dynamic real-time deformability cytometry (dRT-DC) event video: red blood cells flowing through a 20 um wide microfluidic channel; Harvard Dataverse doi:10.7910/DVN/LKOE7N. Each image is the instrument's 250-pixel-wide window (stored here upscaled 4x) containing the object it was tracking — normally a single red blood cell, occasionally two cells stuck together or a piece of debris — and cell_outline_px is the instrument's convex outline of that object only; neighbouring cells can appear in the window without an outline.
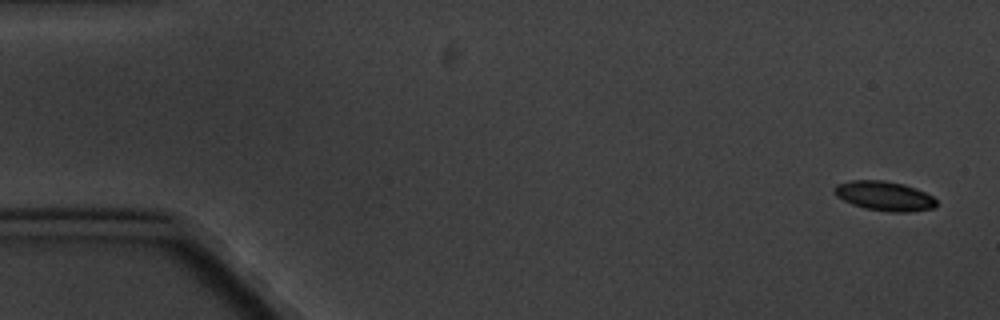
{"species": "common noctule bat (a hibernating species)", "species_latin": "Nyctalus noctula", "temperature_condition": "cold", "stored_images_in_passage": 9, "camera_frame_rate_fps": 3000, "um_per_image_px": 0.085, "animal": {"sex": "male", "body_mass_g": 20.1, "forearm_length_mm": 53.5}, "frame": {"image": 1, "passage_image": 1, "time_ms": 0.0, "image_size_px": [1000, 320], "cell_outline_px": [[936, 204], [932, 208], [908, 212], [892, 212], [864, 208], [852, 204], [836, 196], [832, 192], [832, 188], [836, 184], [852, 180], [884, 180], [904, 184], [916, 188], [932, 196], [936, 200]], "centroid_in_image_um": [75.12, 16.64], "position_along_channel_um": 9.9, "area_um2": 17.57}}
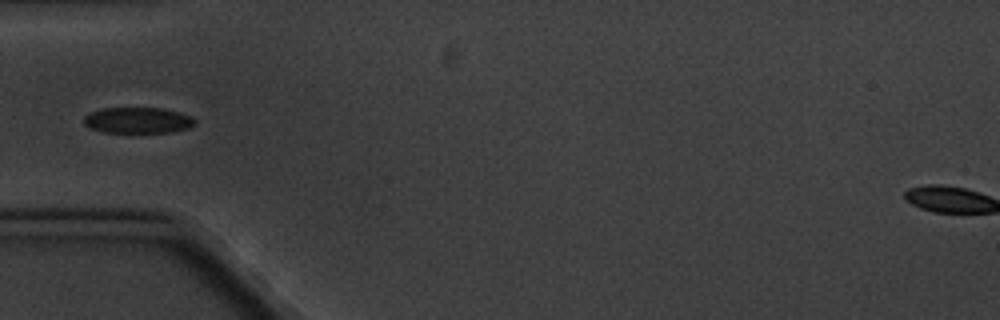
{"frame": {"image": 2, "passage_image": 6, "time_ms": 5.667, "image_size_px": [1000, 320], "cell_outline_px": [[196, 124], [188, 128], [172, 132], [104, 132], [88, 128], [84, 124], [84, 116], [88, 112], [104, 108], [164, 108], [180, 112], [192, 116], [196, 120]], "centroid_in_image_um": [11.72, 10.22], "position_along_channel_um": 73.3, "area_um2": 16.99}}